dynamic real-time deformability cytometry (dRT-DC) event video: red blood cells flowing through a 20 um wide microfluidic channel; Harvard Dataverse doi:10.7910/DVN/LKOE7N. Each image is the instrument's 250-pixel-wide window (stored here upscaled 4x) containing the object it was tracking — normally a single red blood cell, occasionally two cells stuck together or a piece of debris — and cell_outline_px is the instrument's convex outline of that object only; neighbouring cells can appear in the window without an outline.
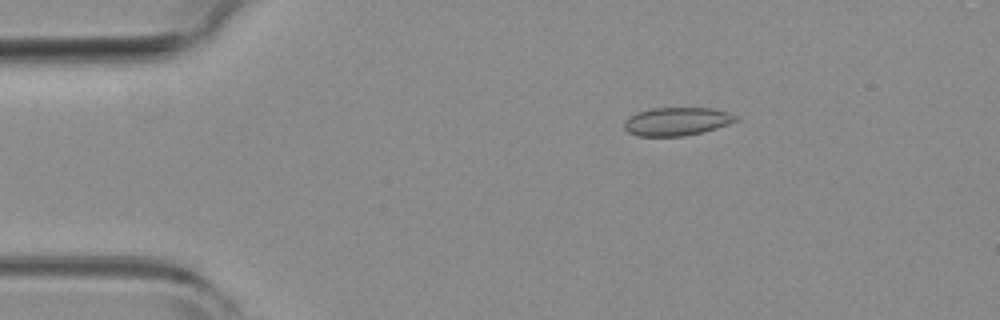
{"species": "common noctule bat (a hibernating species)", "species_latin": "Nyctalus noctula", "temperature_condition": "room temperature", "stored_images_in_passage": 46, "camera_frame_rate_fps": 3000, "um_per_image_px": 0.085, "animal": {"sex": "female", "body_mass_g": 19.3, "forearm_length_mm": 54.1}, "frame": {"image": 1, "passage_image": 1, "time_ms": 0.0, "image_size_px": [1000, 320], "cell_outline_px": [[736, 120], [728, 124], [704, 132], [684, 136], [636, 136], [628, 132], [624, 128], [624, 120], [628, 116], [636, 112], [652, 108], [712, 108], [728, 112], [736, 116]], "centroid_in_image_um": [57.47, 10.32], "position_along_channel_um": 27.5, "area_um2": 18.44}}
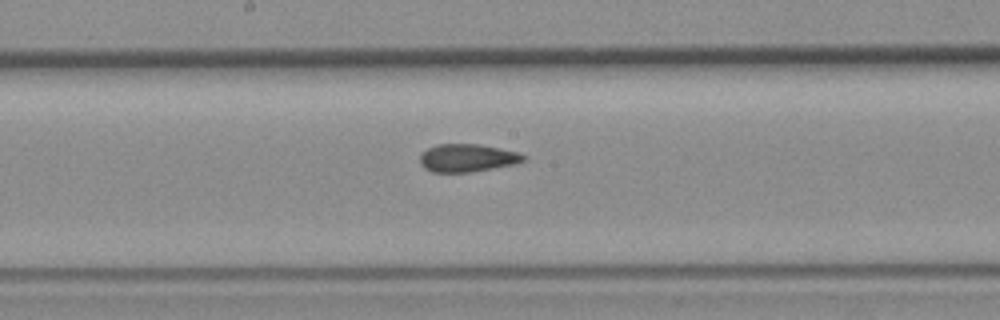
{"frame": {"image": 2, "passage_image": 20, "time_ms": 6.333, "image_size_px": [1000, 320], "cell_outline_px": [[528, 160], [516, 164], [472, 172], [432, 172], [424, 168], [420, 164], [420, 156], [428, 148], [436, 144], [480, 144], [520, 152], [528, 156]], "centroid_in_image_um": [39.79, 13.42], "position_along_channel_um": 208.4, "area_um2": 17.11}}
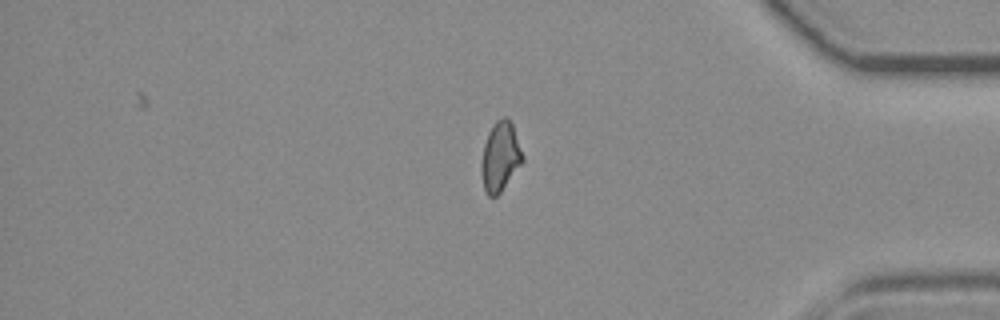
{"frame": {"image": 3, "passage_image": 37, "time_ms": 12.0, "image_size_px": [1000, 320], "cell_outline_px": [[524, 160], [500, 192], [496, 196], [488, 196], [484, 188], [480, 172], [480, 164], [484, 144], [488, 132], [492, 124], [496, 120], [504, 116], [508, 116], [512, 124], [524, 156]], "centroid_in_image_um": [42.5, 13.28], "position_along_channel_um": 392.7, "area_um2": 16.76}, "authors_computed_cell_mechanics": {"area_um2": 16.9354, "velocity_mm_per_s": 3.7644, "shape_relaxation_time_tau1_ms": null, "shape_relaxation_time_tau2_ms": 1.9383, "deformation_change_tau1": null, "deformation_change_tau2": 0.079}}